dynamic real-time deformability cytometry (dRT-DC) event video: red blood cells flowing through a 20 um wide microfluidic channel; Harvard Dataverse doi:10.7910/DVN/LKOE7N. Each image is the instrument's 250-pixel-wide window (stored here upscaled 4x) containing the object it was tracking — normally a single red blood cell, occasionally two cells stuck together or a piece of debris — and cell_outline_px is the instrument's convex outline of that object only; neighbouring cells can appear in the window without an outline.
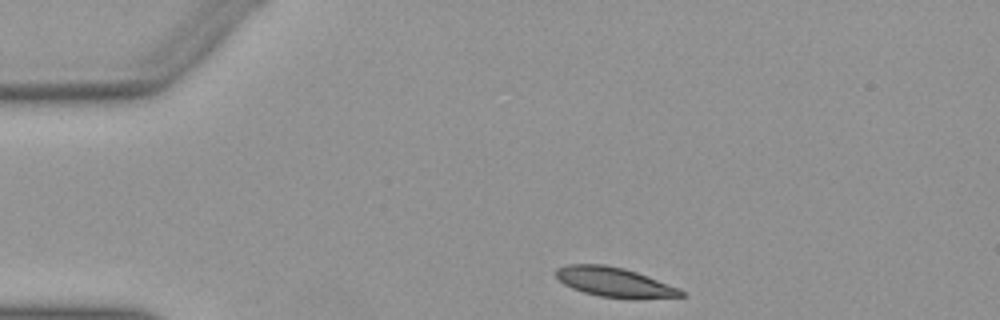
{"species": "Egyptian fruit bat (a non-hibernating species)", "species_latin": "Rousettus aegyptiacus", "temperature_condition": "warm", "stored_images_in_passage": 33, "camera_frame_rate_fps": 3000, "um_per_image_px": 0.085, "animal": {"sex": "female"}, "frame": {"image": 1, "passage_image": 1, "time_ms": 0.0, "image_size_px": [1000, 320], "cell_outline_px": [[688, 296], [600, 296], [584, 292], [572, 288], [564, 284], [556, 276], [556, 268], [568, 264], [604, 264], [624, 268], [648, 276], [680, 288]], "centroid_in_image_um": [52.16, 23.92], "position_along_channel_um": 32.8, "area_um2": 20.63}}
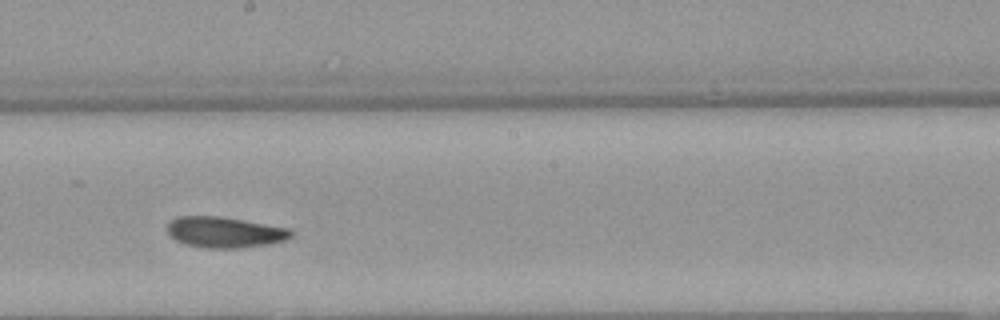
{"frame": {"image": 2, "passage_image": 20, "time_ms": 6.333, "image_size_px": [1000, 320], "cell_outline_px": [[292, 236], [284, 240], [268, 244], [244, 248], [204, 248], [184, 244], [176, 240], [168, 232], [168, 224], [176, 216], [220, 216], [288, 228], [292, 232]], "centroid_in_image_um": [19.08, 19.74], "position_along_channel_um": 229.1, "area_um2": 22.14}}
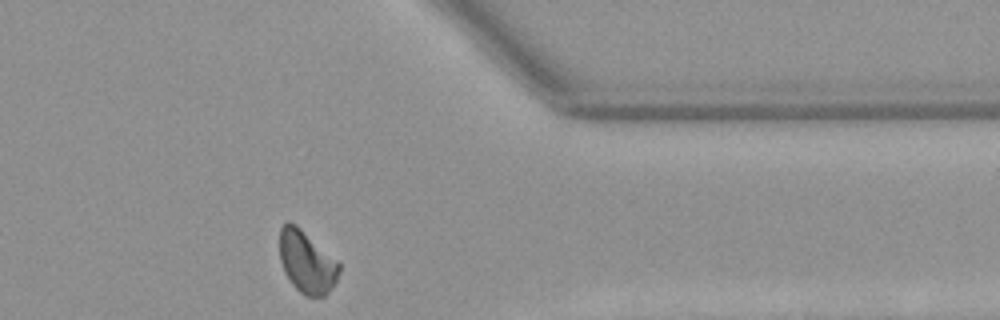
{"frame": {"image": 3, "passage_image": 33, "time_ms": 10.667, "image_size_px": [1000, 320], "cell_outline_px": [[340, 272], [332, 288], [324, 296], [304, 296], [292, 284], [284, 272], [280, 260], [280, 228], [288, 220], [296, 224], [336, 260], [340, 264]], "centroid_in_image_um": [26.06, 22.27], "position_along_channel_um": 385.3, "area_um2": 21.44}, "authors_computed_cell_mechanics": {"area_um2": 22.1374, "velocity_mm_per_s": 3.9189, "shape_relaxation_time_tau1_ms": 3.9773, "shape_relaxation_time_tau2_ms": 5.4319, "deformation_change_tau1": 0.1115, "deformation_change_tau2": 0.1144}}